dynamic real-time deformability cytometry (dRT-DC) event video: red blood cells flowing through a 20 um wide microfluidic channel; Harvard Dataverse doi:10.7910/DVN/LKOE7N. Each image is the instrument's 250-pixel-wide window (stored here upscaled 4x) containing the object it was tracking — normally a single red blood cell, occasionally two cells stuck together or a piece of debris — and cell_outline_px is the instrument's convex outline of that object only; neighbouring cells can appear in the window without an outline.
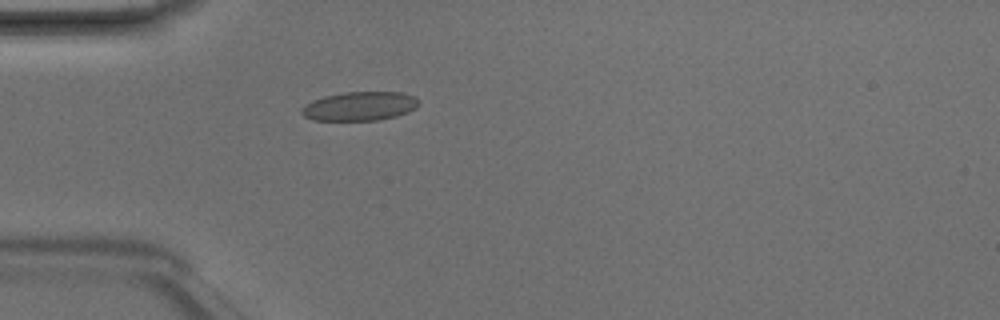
{"species": "Egyptian fruit bat (a non-hibernating species)", "species_latin": "Rousettus aegyptiacus", "temperature_condition": "room temperature", "stored_images_in_passage": 4, "camera_frame_rate_fps": 3000, "um_per_image_px": 0.085, "animal": {"sex": "male"}, "frame": {"image": 1, "passage_image": 4, "time_ms": 1.0, "image_size_px": [1000, 320], "cell_outline_px": [[420, 104], [416, 108], [408, 112], [396, 116], [376, 120], [312, 120], [304, 116], [300, 112], [300, 108], [304, 104], [312, 100], [324, 96], [344, 92], [400, 92], [416, 96], [420, 100]], "centroid_in_image_um": [30.58, 9.02], "position_along_channel_um": 54.4, "area_um2": 20.0}}